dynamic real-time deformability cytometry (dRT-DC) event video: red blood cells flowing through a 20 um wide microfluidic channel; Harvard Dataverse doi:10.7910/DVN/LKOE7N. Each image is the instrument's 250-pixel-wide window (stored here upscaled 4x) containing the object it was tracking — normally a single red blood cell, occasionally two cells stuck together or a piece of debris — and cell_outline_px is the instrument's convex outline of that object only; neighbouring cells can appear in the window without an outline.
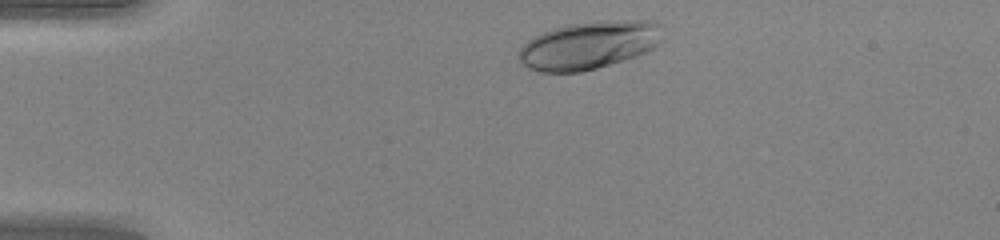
{"species": "human", "species_latin": "Homo sapiens", "temperature_condition": "warm", "stored_images_in_passage": 33, "camera_frame_rate_fps": 3000, "um_per_image_px": 0.085, "donor": {"sex": "female"}, "frame": {"image": 1, "passage_image": 2, "time_ms": 0.333, "image_size_px": [1000, 240], "cell_outline_px": [[664, 40], [652, 48], [636, 56], [596, 68], [580, 72], [540, 72], [528, 68], [520, 64], [516, 56], [520, 48], [532, 36], [552, 28], [568, 24], [596, 20], [652, 20], [660, 24]], "centroid_in_image_um": [50.04, 3.82], "position_along_channel_um": 35.0, "area_um2": 40.75}}
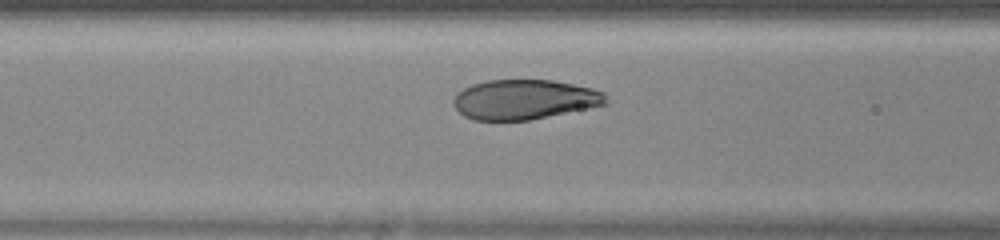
{"frame": {"image": 2, "passage_image": 12, "time_ms": 3.667, "image_size_px": [1000, 240], "cell_outline_px": [[608, 104], [528, 120], [476, 120], [464, 116], [452, 104], [452, 100], [456, 92], [472, 84], [488, 80], [552, 80], [592, 88], [604, 92]], "centroid_in_image_um": [44.55, 8.45], "position_along_channel_um": 122.1, "area_um2": 35.26}}
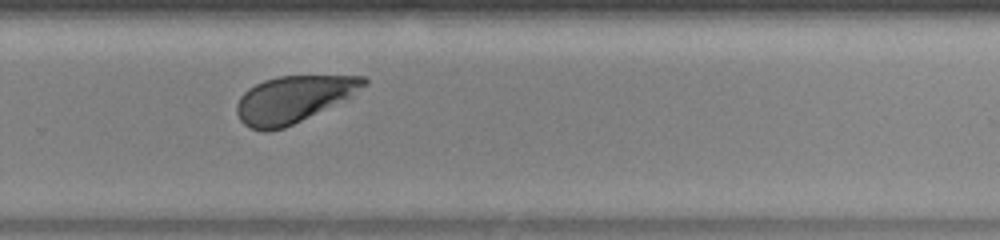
{"frame": {"image": 3, "passage_image": 25, "time_ms": 8.0, "image_size_px": [1000, 240], "cell_outline_px": [[368, 84], [352, 96], [284, 128], [268, 132], [264, 132], [252, 128], [244, 124], [240, 120], [236, 112], [236, 104], [240, 96], [248, 88], [264, 80], [280, 76], [368, 76]], "centroid_in_image_um": [24.93, 8.43], "position_along_channel_um": 304.9, "area_um2": 34.45}, "authors_computed_cell_mechanics": {"area_um2": 36.8764, "velocity_mm_per_s": 4.2374, "shape_relaxation_time_tau1_ms": 3.2144, "shape_relaxation_time_tau2_ms": null, "deformation_change_tau1": 0.1796, "deformation_change_tau2": null}}